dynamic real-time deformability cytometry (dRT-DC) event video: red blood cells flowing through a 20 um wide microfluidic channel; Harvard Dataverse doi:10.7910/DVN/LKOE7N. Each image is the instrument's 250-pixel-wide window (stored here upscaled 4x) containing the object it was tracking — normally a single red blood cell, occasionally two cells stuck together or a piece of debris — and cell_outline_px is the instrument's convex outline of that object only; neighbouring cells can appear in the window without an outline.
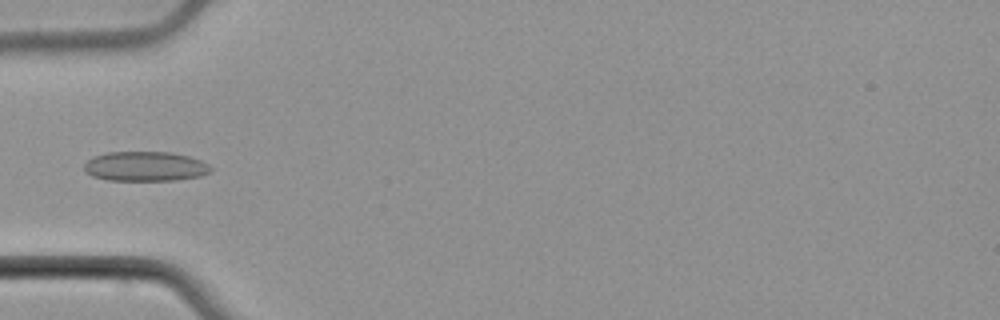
{"species": "common noctule bat (a hibernating species)", "species_latin": "Nyctalus noctula", "temperature_condition": "cold", "stored_images_in_passage": 4, "camera_frame_rate_fps": 3000, "um_per_image_px": 0.085, "animal": {"sex": "male", "body_mass_g": 21.5, "forearm_length_mm": 52.0}, "frame": {"image": 1, "passage_image": 4, "time_ms": 3.667, "image_size_px": [1000, 320], "cell_outline_px": [[212, 172], [200, 176], [176, 180], [108, 180], [92, 176], [84, 172], [84, 164], [92, 156], [108, 152], [172, 152], [188, 156], [200, 160], [208, 164], [212, 168]], "centroid_in_image_um": [12.34, 14.14], "position_along_channel_um": 72.7, "area_um2": 22.02}}